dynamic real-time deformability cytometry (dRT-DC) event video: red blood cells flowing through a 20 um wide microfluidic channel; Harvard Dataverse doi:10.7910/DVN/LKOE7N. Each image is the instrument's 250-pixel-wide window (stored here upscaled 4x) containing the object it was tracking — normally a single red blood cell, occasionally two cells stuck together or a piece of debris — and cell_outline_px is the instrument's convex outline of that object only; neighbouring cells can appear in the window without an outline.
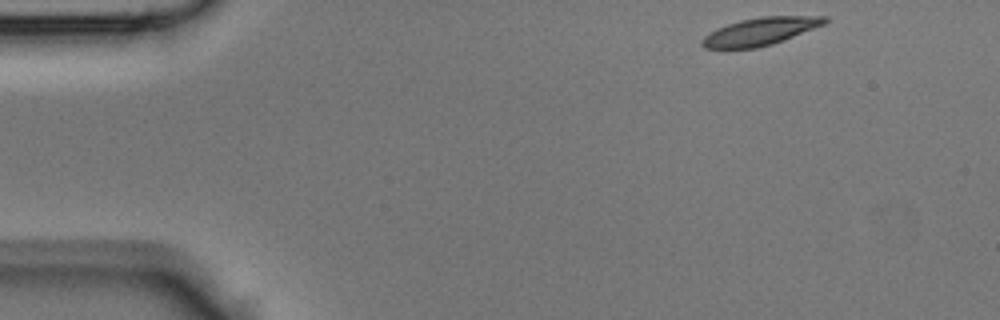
{"species": "Egyptian fruit bat (a non-hibernating species)", "species_latin": "Rousettus aegyptiacus", "temperature_condition": "room temperature", "stored_images_in_passage": 40, "camera_frame_rate_fps": 3000, "um_per_image_px": 0.085, "animal": {"sex": "male"}, "frame": {"image": 1, "passage_image": 1, "time_ms": 0.0, "image_size_px": [1000, 320], "cell_outline_px": [[828, 20], [824, 24], [772, 44], [756, 48], [704, 48], [700, 44], [700, 40], [704, 36], [716, 28], [740, 20], [760, 16], [828, 16]], "centroid_in_image_um": [64.58, 2.66], "position_along_channel_um": 20.4, "area_um2": 19.59}}
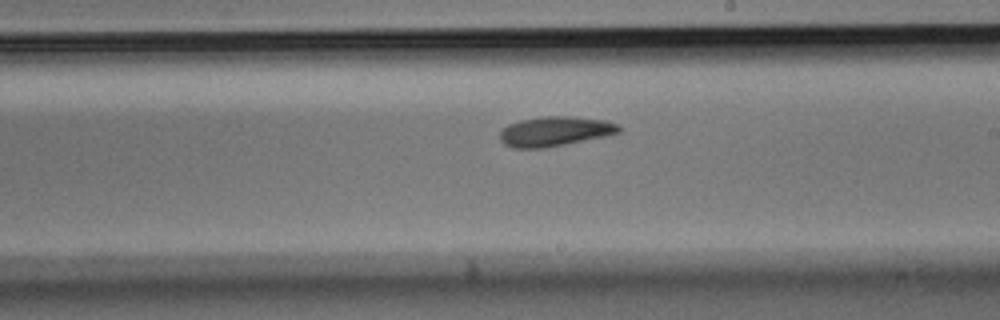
{"frame": {"image": 2, "passage_image": 21, "time_ms": 6.667, "image_size_px": [1000, 320], "cell_outline_px": [[620, 132], [604, 136], [544, 148], [512, 148], [504, 144], [500, 140], [500, 132], [508, 124], [520, 120], [544, 116], [572, 116], [608, 120], [620, 124]], "centroid_in_image_um": [47.17, 11.15], "position_along_channel_um": 241.8, "area_um2": 20.63}}
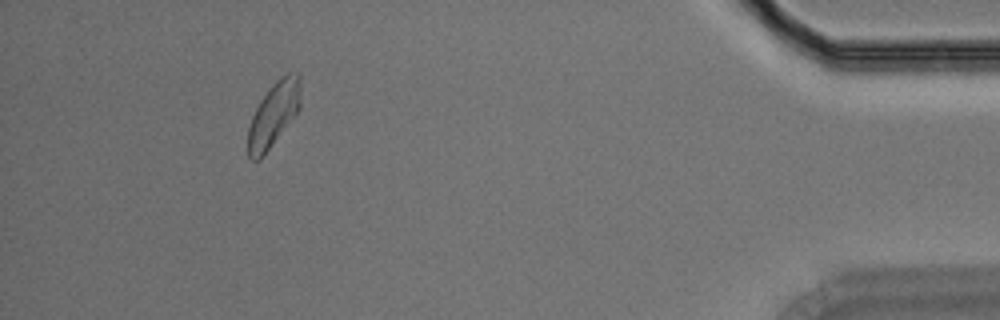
{"frame": {"image": 3, "passage_image": 36, "time_ms": 11.667, "image_size_px": [1000, 320], "cell_outline_px": [[300, 108], [260, 160], [252, 160], [248, 156], [248, 128], [252, 116], [260, 100], [268, 88], [280, 76], [288, 72], [300, 72]], "centroid_in_image_um": [23.26, 9.68], "position_along_channel_um": 411.9, "area_um2": 19.71}}